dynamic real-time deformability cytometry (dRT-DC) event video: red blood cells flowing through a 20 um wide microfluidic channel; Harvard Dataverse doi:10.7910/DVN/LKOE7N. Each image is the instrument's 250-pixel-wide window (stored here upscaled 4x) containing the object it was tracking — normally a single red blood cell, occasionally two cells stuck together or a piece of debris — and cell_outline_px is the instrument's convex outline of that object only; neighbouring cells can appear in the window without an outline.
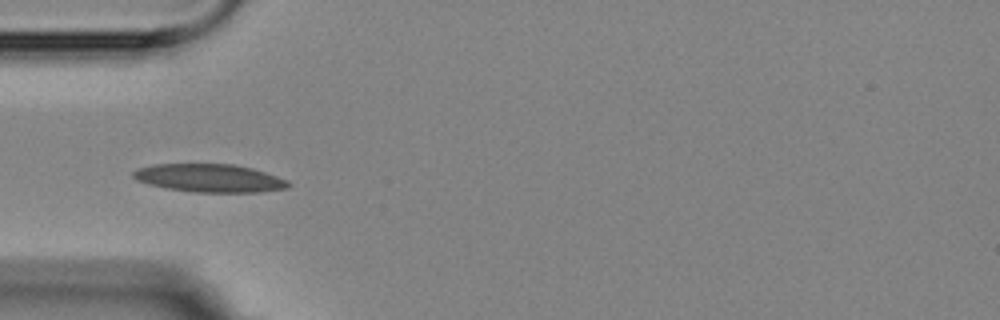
{"species": "Egyptian fruit bat (a non-hibernating species)", "species_latin": "Rousettus aegyptiacus", "temperature_condition": "room temperature", "stored_images_in_passage": 7, "camera_frame_rate_fps": 3000, "um_per_image_px": 0.085, "animal": {"sex": "female"}, "frame": {"image": 1, "passage_image": 5, "time_ms": 4.667, "image_size_px": [1000, 320], "cell_outline_px": [[292, 184], [288, 188], [260, 192], [192, 192], [168, 188], [148, 184], [136, 180], [132, 176], [132, 172], [136, 168], [152, 164], [232, 164], [252, 168], [288, 180]], "centroid_in_image_um": [17.79, 15.14], "position_along_channel_um": 67.2, "area_um2": 25.49}}
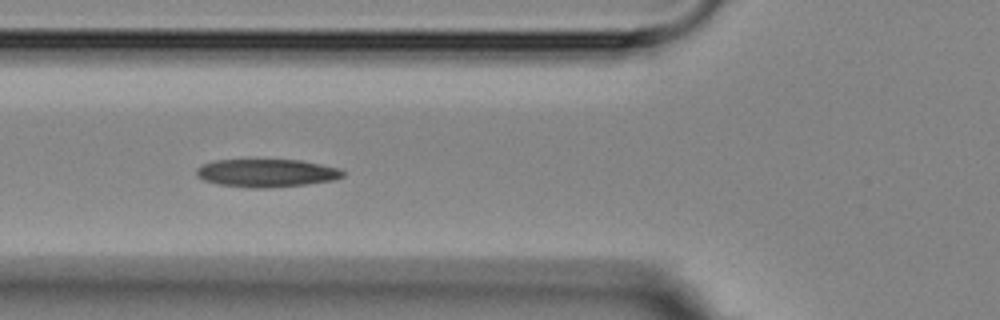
{"frame": {"image": 2, "passage_image": 6, "time_ms": 5.667, "image_size_px": [1000, 320], "cell_outline_px": [[344, 176], [336, 180], [272, 188], [252, 188], [220, 184], [204, 180], [196, 176], [196, 168], [200, 164], [212, 160], [300, 160], [340, 168], [344, 172]], "centroid_in_image_um": [22.65, 14.7], "position_along_channel_um": 103.2, "area_um2": 23.99}}
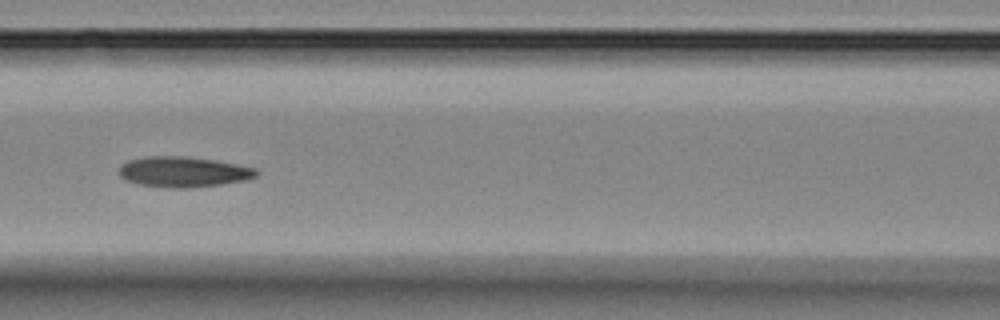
{"frame": {"image": 3, "passage_image": 7, "time_ms": 7.0, "image_size_px": [1000, 320], "cell_outline_px": [[260, 172], [256, 176], [244, 180], [224, 184], [184, 188], [164, 188], [140, 184], [128, 180], [120, 176], [120, 164], [128, 160], [144, 156], [184, 156], [216, 160], [256, 168]], "centroid_in_image_um": [15.59, 14.6], "position_along_channel_um": 151.0, "area_um2": 24.45}}